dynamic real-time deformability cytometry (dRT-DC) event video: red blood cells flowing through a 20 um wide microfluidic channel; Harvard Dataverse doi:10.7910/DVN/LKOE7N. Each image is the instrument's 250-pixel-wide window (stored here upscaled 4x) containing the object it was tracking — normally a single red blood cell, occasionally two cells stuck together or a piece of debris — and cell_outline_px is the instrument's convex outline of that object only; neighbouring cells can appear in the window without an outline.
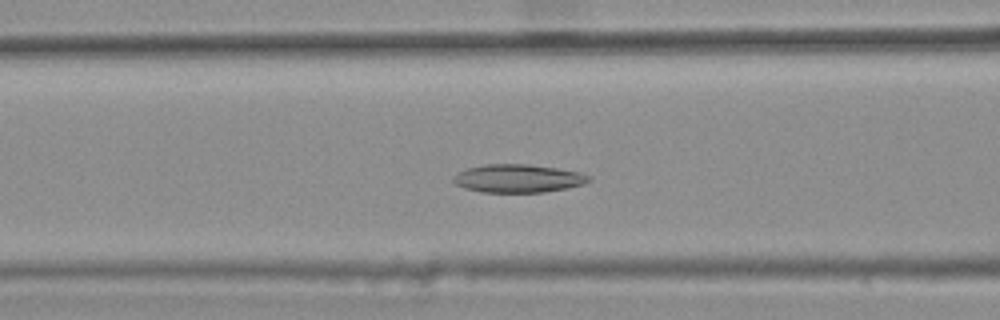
{"species": "common noctule bat (a hibernating species)", "species_latin": "Nyctalus noctula", "temperature_condition": "warm", "stored_images_in_passage": 44, "camera_frame_rate_fps": 3000, "um_per_image_px": 0.085, "animal": {"sex": "female", "body_mass_g": 25.1}, "frame": {"image": 1, "passage_image": 21, "time_ms": 6.667, "image_size_px": [1000, 320], "cell_outline_px": [[592, 180], [584, 184], [568, 188], [544, 192], [480, 192], [464, 188], [456, 184], [452, 180], [460, 172], [468, 168], [484, 164], [528, 164], [556, 168], [580, 172], [592, 176]], "centroid_in_image_um": [44.09, 15.17], "position_along_channel_um": 122.5, "area_um2": 22.25}}
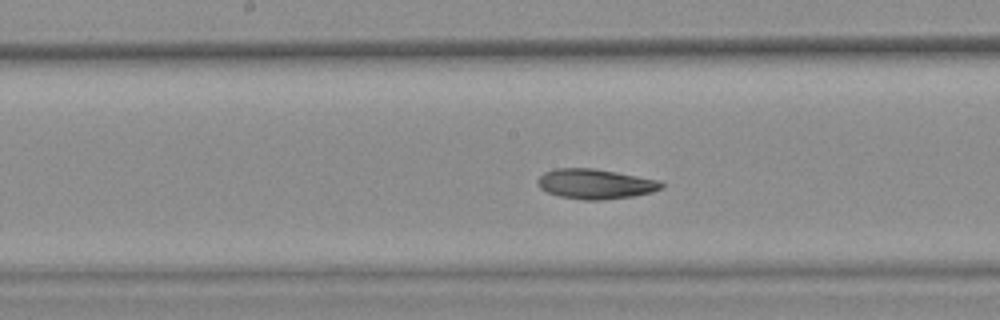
{"frame": {"image": 2, "passage_image": 27, "time_ms": 8.667, "image_size_px": [1000, 320], "cell_outline_px": [[664, 188], [652, 192], [632, 196], [604, 200], [584, 200], [560, 196], [548, 192], [540, 188], [536, 180], [544, 172], [556, 168], [592, 168], [616, 172], [660, 180], [664, 184]], "centroid_in_image_um": [50.62, 15.63], "position_along_channel_um": 197.6, "area_um2": 21.62}}
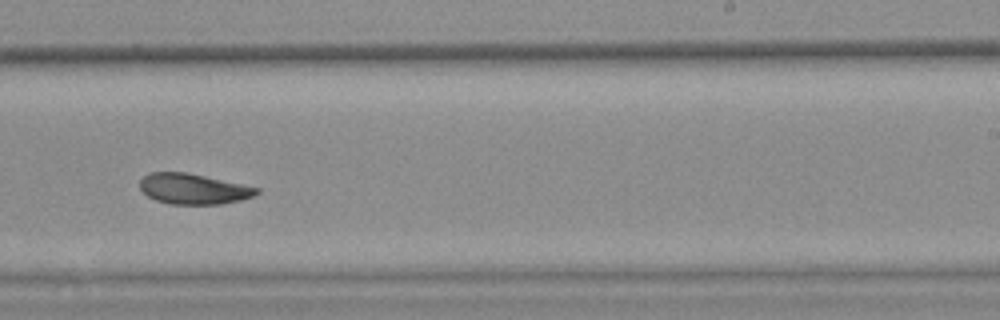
{"frame": {"image": 3, "passage_image": 33, "time_ms": 10.667, "image_size_px": [1000, 320], "cell_outline_px": [[260, 192], [252, 196], [240, 200], [220, 204], [168, 204], [156, 200], [148, 196], [140, 188], [140, 180], [148, 172], [188, 172], [244, 184], [260, 188]], "centroid_in_image_um": [16.44, 16.04], "position_along_channel_um": 272.6, "area_um2": 20.87}, "authors_computed_cell_mechanics": {"area_um2": 22.3975, "velocity_mm_per_s": 3.7602, "shape_relaxation_time_tau1_ms": null, "shape_relaxation_time_tau2_ms": 3.4592, "deformation_change_tau1": null, "deformation_change_tau2": 0.0901}}